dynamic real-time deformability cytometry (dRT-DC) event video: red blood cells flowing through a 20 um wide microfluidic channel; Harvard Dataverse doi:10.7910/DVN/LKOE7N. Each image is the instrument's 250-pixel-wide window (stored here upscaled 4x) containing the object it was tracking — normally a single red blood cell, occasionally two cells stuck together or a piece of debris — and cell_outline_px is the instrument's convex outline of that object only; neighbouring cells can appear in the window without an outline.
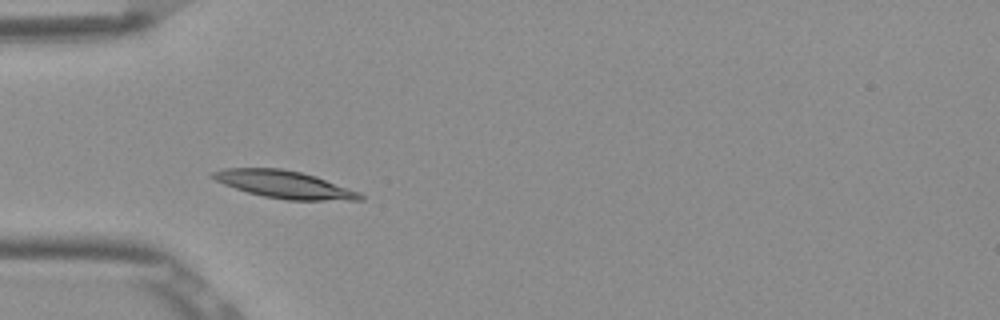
{"species": "Egyptian fruit bat (a non-hibernating species)", "species_latin": "Rousettus aegyptiacus", "temperature_condition": "room temperature", "stored_images_in_passage": 6, "camera_frame_rate_fps": 3000, "um_per_image_px": 0.085, "frame": {"image": 1, "passage_image": 3, "time_ms": 0.667, "image_size_px": [1000, 320], "cell_outline_px": [[364, 200], [288, 200], [264, 196], [248, 192], [224, 184], [208, 176], [208, 172], [224, 168], [280, 168], [300, 172], [316, 176], [360, 192], [364, 196]], "centroid_in_image_um": [24.15, 15.67], "position_along_channel_um": 60.9, "area_um2": 23.58}}
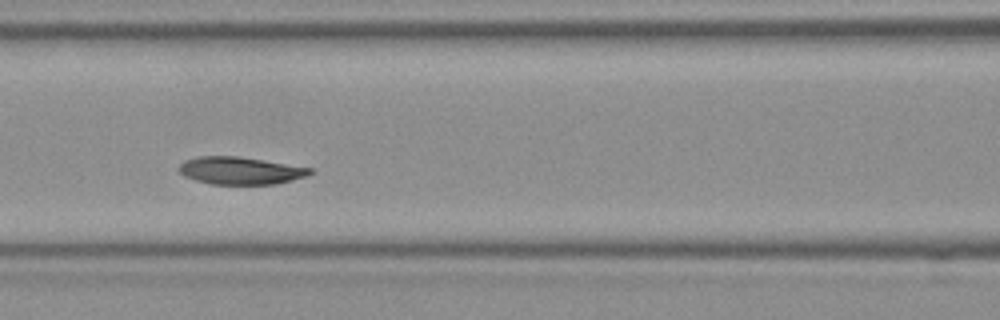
{"frame": {"image": 2, "passage_image": 5, "time_ms": 1.333, "image_size_px": [1000, 320], "cell_outline_px": [[312, 172], [308, 176], [276, 184], [212, 184], [196, 180], [184, 176], [176, 168], [184, 160], [196, 156], [236, 156], [312, 168]], "centroid_in_image_um": [20.39, 14.5], "position_along_channel_um": 146.2, "area_um2": 20.92}}
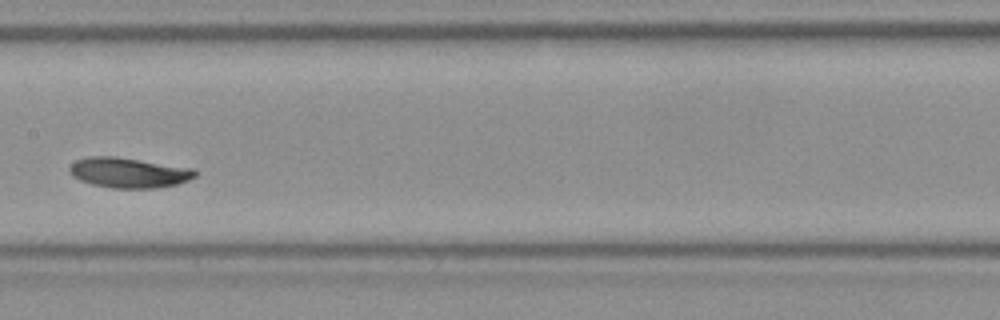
{"frame": {"image": 3, "passage_image": 6, "time_ms": 1.667, "image_size_px": [1000, 320], "cell_outline_px": [[196, 176], [188, 180], [176, 184], [156, 188], [112, 188], [92, 184], [80, 180], [72, 176], [68, 168], [76, 160], [88, 156], [116, 156], [192, 168], [196, 172]], "centroid_in_image_um": [10.91, 14.67], "position_along_channel_um": 196.5, "area_um2": 22.02}}